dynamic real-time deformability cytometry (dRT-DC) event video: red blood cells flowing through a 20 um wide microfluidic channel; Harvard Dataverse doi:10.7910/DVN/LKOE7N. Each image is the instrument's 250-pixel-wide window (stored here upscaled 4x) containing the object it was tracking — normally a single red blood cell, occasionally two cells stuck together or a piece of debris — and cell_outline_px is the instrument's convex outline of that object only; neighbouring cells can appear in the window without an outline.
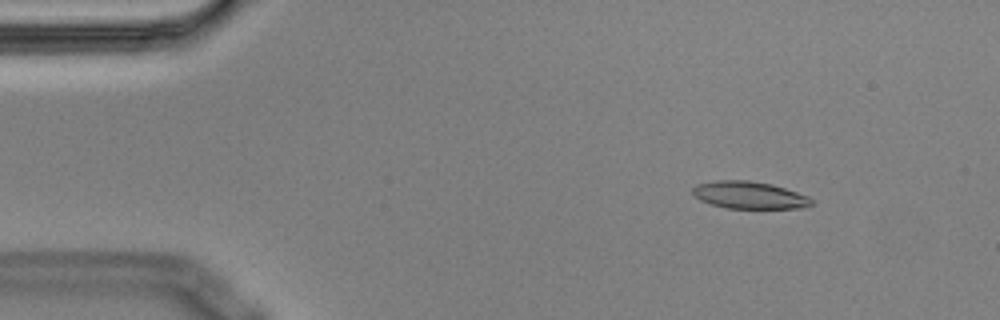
{"species": "Egyptian fruit bat (a non-hibernating species)", "species_latin": "Rousettus aegyptiacus", "temperature_condition": "cold", "stored_images_in_passage": 7, "camera_frame_rate_fps": 3000, "um_per_image_px": 0.085, "animal": {"sex": "male"}, "frame": {"image": 1, "passage_image": 2, "time_ms": 0.333, "image_size_px": [1000, 320], "cell_outline_px": [[812, 204], [804, 208], [728, 208], [712, 204], [700, 200], [692, 192], [692, 188], [696, 184], [716, 180], [748, 180], [772, 184], [808, 196], [812, 200]], "centroid_in_image_um": [63.68, 16.58], "position_along_channel_um": 21.3, "area_um2": 18.79}}
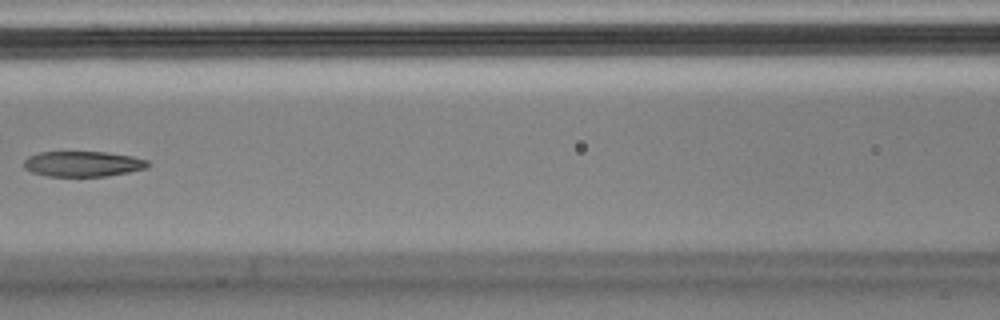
{"frame": {"image": 2, "passage_image": 7, "time_ms": 2.0, "image_size_px": [1000, 320], "cell_outline_px": [[148, 168], [128, 172], [104, 176], [48, 176], [32, 172], [24, 168], [24, 160], [28, 156], [40, 152], [104, 152], [132, 156], [148, 160]], "centroid_in_image_um": [7.03, 13.93], "position_along_channel_um": 159.6, "area_um2": 18.26}}